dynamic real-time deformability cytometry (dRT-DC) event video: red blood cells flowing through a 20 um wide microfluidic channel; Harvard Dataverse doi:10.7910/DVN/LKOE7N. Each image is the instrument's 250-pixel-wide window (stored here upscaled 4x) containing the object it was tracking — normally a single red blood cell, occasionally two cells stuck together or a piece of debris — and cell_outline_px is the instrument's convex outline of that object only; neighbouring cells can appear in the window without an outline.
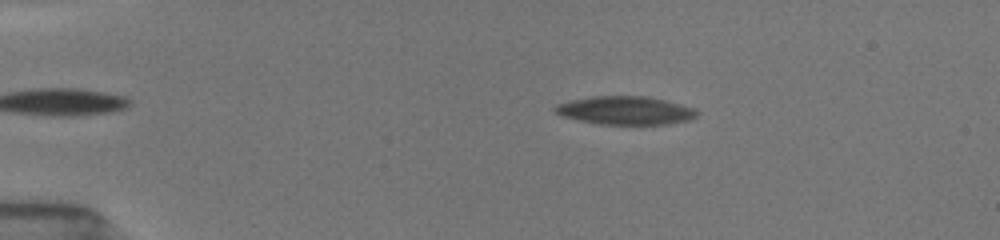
{"species": "common noctule bat (a hibernating species)", "species_latin": "Nyctalus noctula", "temperature_condition": "room temperature", "stored_images_in_passage": 14, "camera_frame_rate_fps": 3000, "um_per_image_px": 0.085, "animal": {"sex": "female", "body_mass_g": 19.5, "forearm_length_mm": 54.1}, "frame": {"image": 1, "passage_image": 7, "time_ms": 2.0, "image_size_px": [1000, 240], "cell_outline_px": [[696, 116], [684, 120], [664, 124], [600, 124], [580, 120], [564, 116], [556, 112], [552, 108], [560, 104], [572, 100], [592, 96], [644, 96], [664, 100], [692, 108], [696, 112]], "centroid_in_image_um": [53.1, 9.38], "position_along_channel_um": 31.9, "area_um2": 22.66}}